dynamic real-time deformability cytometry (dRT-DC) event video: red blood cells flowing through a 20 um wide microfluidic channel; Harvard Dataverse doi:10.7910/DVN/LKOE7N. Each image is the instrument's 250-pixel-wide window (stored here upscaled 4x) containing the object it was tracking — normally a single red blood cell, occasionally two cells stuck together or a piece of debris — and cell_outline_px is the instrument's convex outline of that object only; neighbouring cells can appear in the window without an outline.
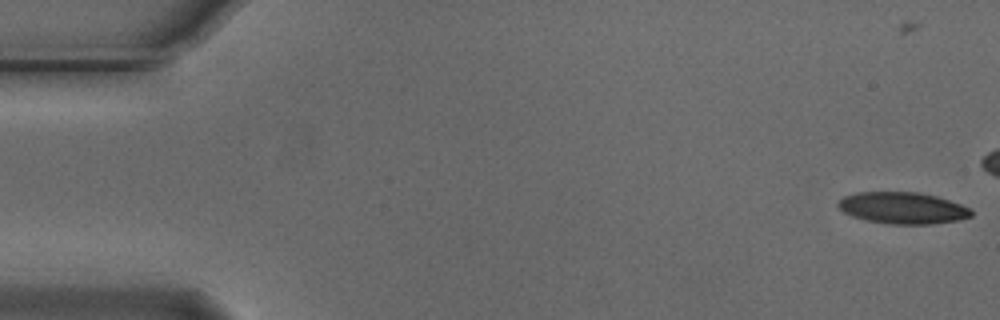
{"species": "Egyptian fruit bat (a non-hibernating species)", "species_latin": "Rousettus aegyptiacus", "temperature_condition": "cold", "stored_images_in_passage": 16, "camera_frame_rate_fps": 3000, "um_per_image_px": 0.085, "animal": {"sex": "male"}, "frame": {"image": 1, "passage_image": 3, "time_ms": 0.667, "image_size_px": [1000, 320], "cell_outline_px": [[972, 216], [960, 220], [932, 224], [888, 224], [868, 220], [852, 216], [844, 212], [836, 204], [844, 196], [856, 192], [920, 192], [936, 196], [960, 204], [968, 208], [972, 212]], "centroid_in_image_um": [76.72, 17.68], "position_along_channel_um": 8.3, "area_um2": 24.45}}